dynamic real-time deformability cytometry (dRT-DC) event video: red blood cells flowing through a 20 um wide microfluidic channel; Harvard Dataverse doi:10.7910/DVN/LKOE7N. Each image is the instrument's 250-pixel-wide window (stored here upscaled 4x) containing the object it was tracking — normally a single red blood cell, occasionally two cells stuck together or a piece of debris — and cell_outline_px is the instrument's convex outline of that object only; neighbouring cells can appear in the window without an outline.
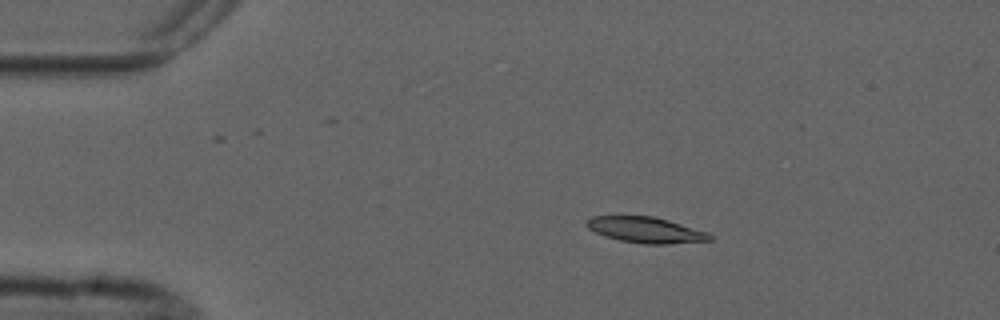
{"species": "common noctule bat (a hibernating species)", "species_latin": "Nyctalus noctula", "temperature_condition": "cold", "stored_images_in_passage": 6, "camera_frame_rate_fps": 3000, "um_per_image_px": 0.085, "animal": {"sex": "male", "forearm_length_mm": 52.5}, "frame": {"image": 1, "passage_image": 2, "time_ms": 1.333, "image_size_px": [1000, 320], "cell_outline_px": [[712, 240], [664, 244], [644, 244], [620, 240], [596, 232], [588, 228], [584, 224], [592, 216], [652, 216], [668, 220], [708, 232], [712, 236]], "centroid_in_image_um": [54.9, 19.54], "position_along_channel_um": 30.1, "area_um2": 18.26}}
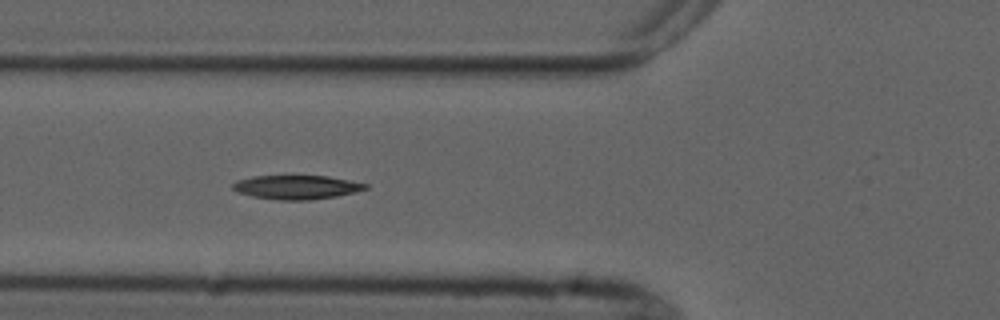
{"frame": {"image": 2, "passage_image": 5, "time_ms": 4.667, "image_size_px": [1000, 320], "cell_outline_px": [[368, 188], [336, 196], [308, 200], [280, 200], [252, 196], [236, 192], [232, 188], [232, 184], [236, 180], [252, 176], [328, 176], [368, 184]], "centroid_in_image_um": [25.15, 15.91], "position_along_channel_um": 100.7, "area_um2": 18.38}}
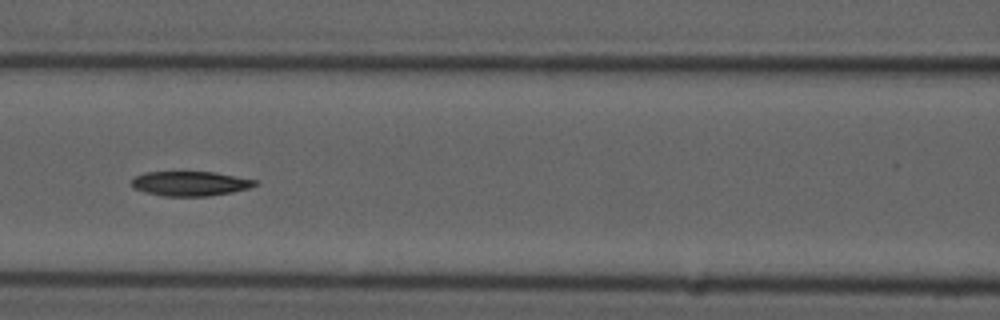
{"frame": {"image": 3, "passage_image": 6, "time_ms": 6.0, "image_size_px": [1000, 320], "cell_outline_px": [[260, 184], [248, 188], [232, 192], [208, 196], [164, 196], [144, 192], [132, 188], [132, 180], [136, 176], [144, 172], [216, 172], [256, 180]], "centroid_in_image_um": [16.17, 15.6], "position_along_channel_um": 150.4, "area_um2": 17.74}}